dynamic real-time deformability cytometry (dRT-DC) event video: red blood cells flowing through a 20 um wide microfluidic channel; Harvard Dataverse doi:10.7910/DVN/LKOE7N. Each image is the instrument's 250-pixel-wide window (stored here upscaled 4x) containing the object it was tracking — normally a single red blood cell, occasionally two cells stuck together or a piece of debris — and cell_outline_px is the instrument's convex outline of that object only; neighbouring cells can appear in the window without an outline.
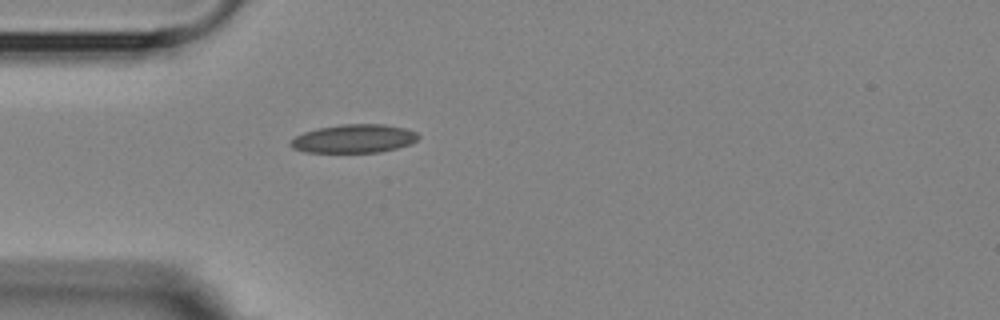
{"species": "Egyptian fruit bat (a non-hibernating species)", "species_latin": "Rousettus aegyptiacus", "temperature_condition": "room temperature", "stored_images_in_passage": 1, "camera_frame_rate_fps": 3000, "um_per_image_px": 0.085, "animal": {"sex": "female"}, "frame": {"image": 1, "passage_image": 1, "time_ms": 0.0, "image_size_px": [1000, 320], "cell_outline_px": [[420, 136], [416, 140], [408, 144], [396, 148], [380, 152], [304, 152], [292, 148], [288, 144], [296, 136], [304, 132], [320, 128], [340, 124], [384, 124], [408, 128], [416, 132]], "centroid_in_image_um": [30.09, 11.78], "position_along_channel_um": 54.9, "area_um2": 21.15}}